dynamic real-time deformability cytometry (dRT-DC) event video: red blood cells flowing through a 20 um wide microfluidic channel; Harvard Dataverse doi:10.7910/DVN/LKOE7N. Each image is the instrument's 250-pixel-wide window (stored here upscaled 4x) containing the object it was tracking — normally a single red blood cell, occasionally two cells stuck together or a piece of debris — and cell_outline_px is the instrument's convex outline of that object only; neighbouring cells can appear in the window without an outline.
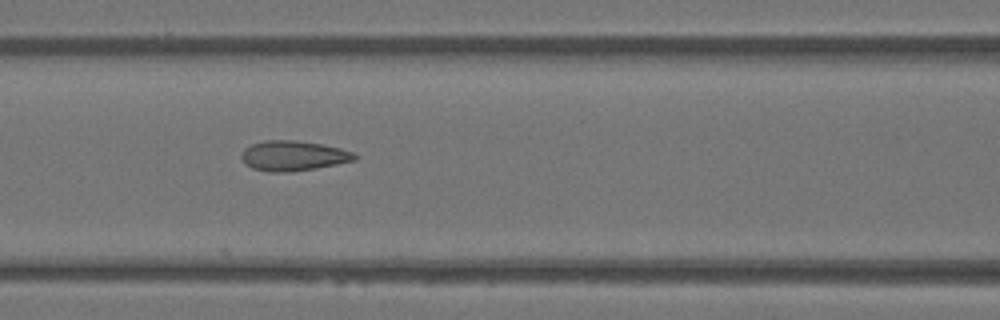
{"species": "Egyptian fruit bat (a non-hibernating species)", "species_latin": "Rousettus aegyptiacus", "temperature_condition": "warm", "stored_images_in_passage": 26, "camera_frame_rate_fps": 3000, "um_per_image_px": 0.085, "animal": {"sex": "female"}, "frame": {"image": 1, "passage_image": 22, "time_ms": 7.0, "image_size_px": [1000, 320], "cell_outline_px": [[360, 156], [356, 160], [316, 168], [292, 172], [268, 172], [252, 168], [244, 164], [240, 156], [244, 148], [252, 144], [264, 140], [296, 140], [320, 144], [340, 148], [352, 152]], "centroid_in_image_um": [24.91, 13.24], "position_along_channel_um": 141.7, "area_um2": 20.0}}
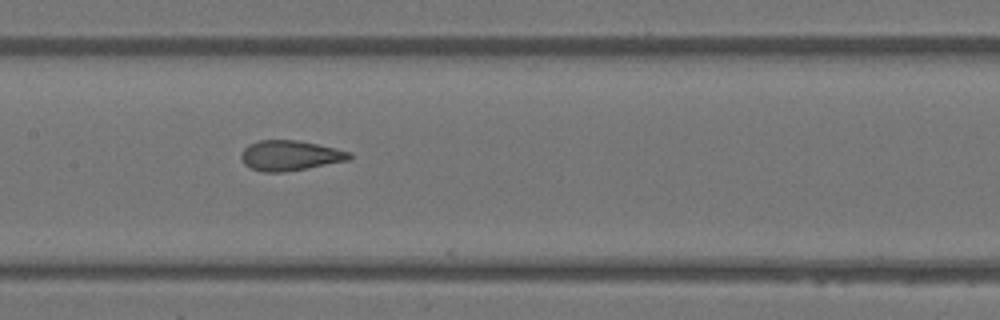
{"frame": {"image": 2, "passage_image": 25, "time_ms": 8.0, "image_size_px": [1000, 320], "cell_outline_px": [[352, 156], [348, 160], [308, 168], [284, 172], [264, 172], [252, 168], [244, 164], [240, 156], [240, 152], [248, 144], [260, 140], [296, 140], [336, 148], [352, 152]], "centroid_in_image_um": [24.64, 13.21], "position_along_channel_um": 182.8, "area_um2": 19.02}}